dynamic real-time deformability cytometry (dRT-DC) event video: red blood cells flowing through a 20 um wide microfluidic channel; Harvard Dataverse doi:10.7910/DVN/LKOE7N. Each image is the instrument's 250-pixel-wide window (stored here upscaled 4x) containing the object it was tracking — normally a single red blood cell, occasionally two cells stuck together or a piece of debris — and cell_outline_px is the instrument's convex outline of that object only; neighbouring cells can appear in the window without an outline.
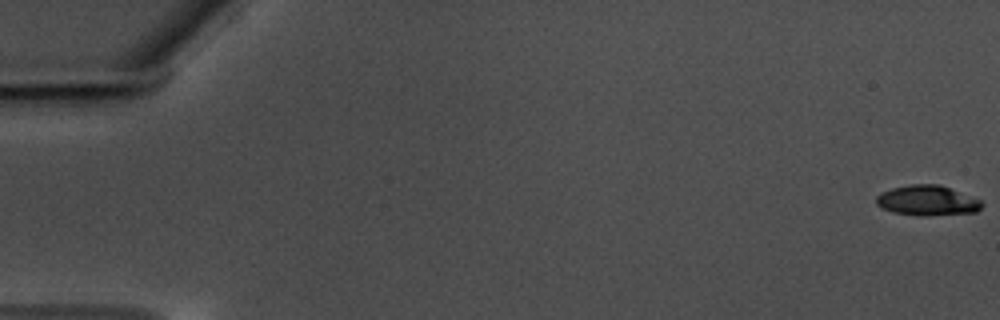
{"species": "common noctule bat (a hibernating species)", "species_latin": "Nyctalus noctula", "temperature_condition": "warm", "stored_images_in_passage": 15, "camera_frame_rate_fps": 3000, "um_per_image_px": 0.085, "animal": {"sex": "male", "body_mass_g": 17.5, "forearm_length_mm": 52.3}, "frame": {"image": 1, "passage_image": 1, "time_ms": 0.0, "image_size_px": [1000, 320], "cell_outline_px": [[984, 204], [976, 212], [924, 216], [892, 212], [876, 204], [876, 196], [880, 192], [892, 188], [912, 184], [940, 184], [984, 200]], "centroid_in_image_um": [78.86, 17.03], "position_along_channel_um": 6.1, "area_um2": 18.73}}